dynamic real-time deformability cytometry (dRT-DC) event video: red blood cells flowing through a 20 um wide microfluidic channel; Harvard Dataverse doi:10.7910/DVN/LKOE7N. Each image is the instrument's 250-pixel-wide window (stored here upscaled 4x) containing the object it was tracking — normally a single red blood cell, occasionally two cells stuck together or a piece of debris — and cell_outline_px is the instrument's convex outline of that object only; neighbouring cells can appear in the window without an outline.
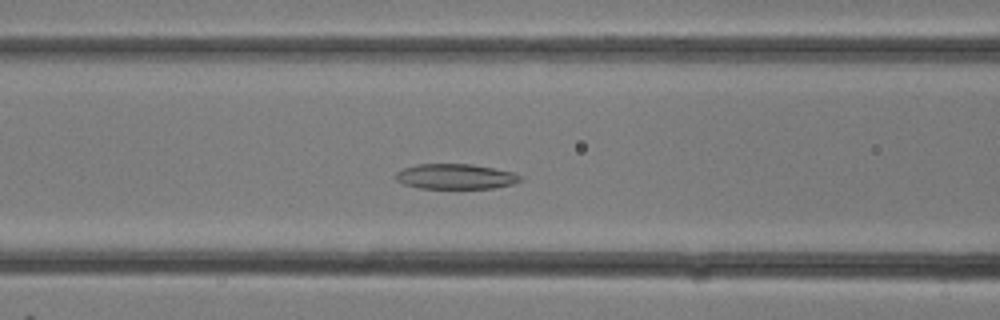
{"species": "common noctule bat (a hibernating species)", "species_latin": "Nyctalus noctula", "temperature_condition": "room temperature", "stored_images_in_passage": 15, "camera_frame_rate_fps": 3000, "um_per_image_px": 0.085, "animal": {"sex": "female"}, "frame": {"image": 1, "passage_image": 11, "time_ms": 3.333, "image_size_px": [1000, 320], "cell_outline_px": [[524, 176], [520, 180], [512, 184], [492, 188], [420, 188], [404, 184], [396, 180], [392, 176], [396, 172], [404, 168], [416, 164], [472, 164], [512, 172]], "centroid_in_image_um": [38.68, 15.0], "position_along_channel_um": 127.9, "area_um2": 18.26}}
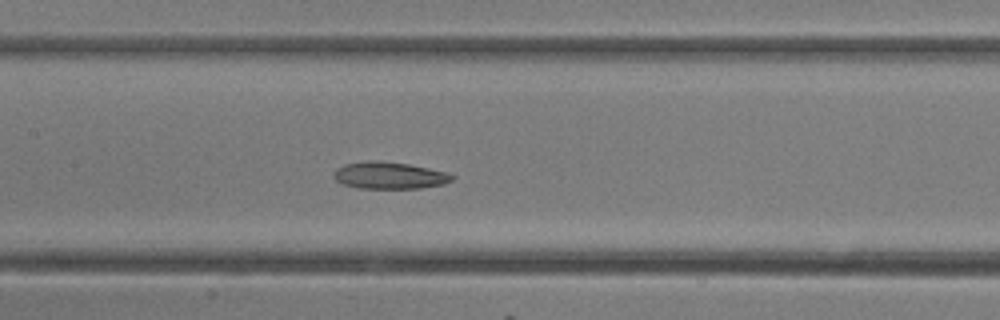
{"frame": {"image": 2, "passage_image": 13, "time_ms": 4.0, "image_size_px": [1000, 320], "cell_outline_px": [[456, 176], [452, 180], [444, 184], [420, 188], [360, 188], [344, 184], [336, 180], [336, 168], [344, 164], [368, 160], [376, 160], [408, 164], [448, 172]], "centroid_in_image_um": [33.15, 14.9], "position_along_channel_um": 174.3, "area_um2": 18.44}}
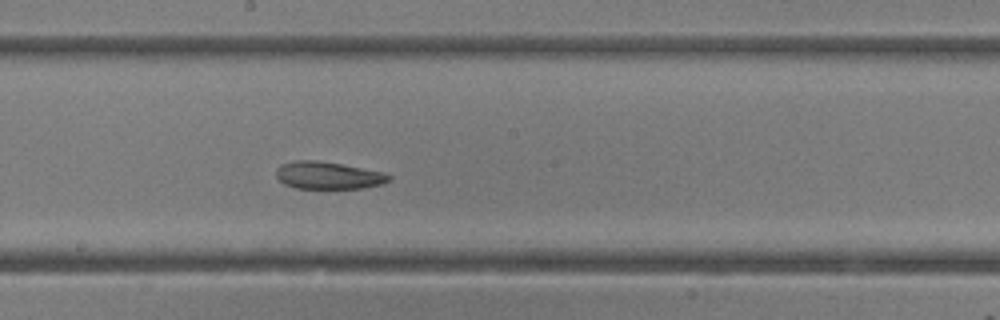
{"frame": {"image": 3, "passage_image": 15, "time_ms": 4.667, "image_size_px": [1000, 320], "cell_outline_px": [[392, 180], [384, 184], [364, 188], [296, 188], [284, 184], [276, 176], [276, 168], [280, 164], [296, 160], [316, 160], [340, 164], [384, 172], [392, 176]], "centroid_in_image_um": [27.92, 14.91], "position_along_channel_um": 220.3, "area_um2": 18.09}}